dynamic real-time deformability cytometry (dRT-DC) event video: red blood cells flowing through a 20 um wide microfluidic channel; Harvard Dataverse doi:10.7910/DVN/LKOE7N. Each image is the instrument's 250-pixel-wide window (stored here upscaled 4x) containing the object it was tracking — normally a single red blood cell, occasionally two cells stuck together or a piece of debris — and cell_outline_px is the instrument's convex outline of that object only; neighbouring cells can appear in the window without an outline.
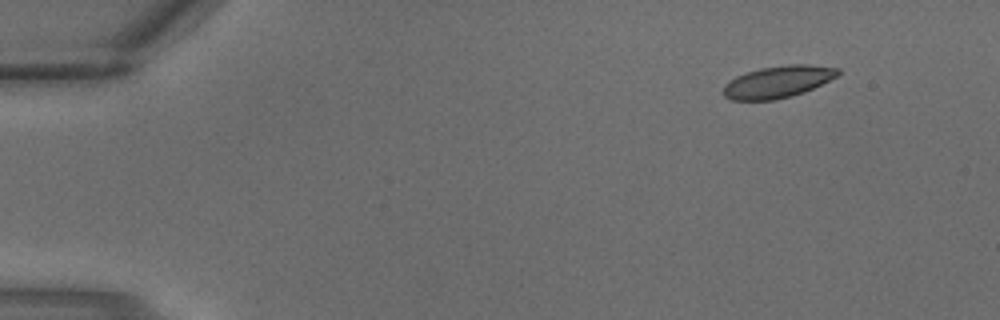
{"species": "common noctule bat (a hibernating species)", "species_latin": "Nyctalus noctula", "temperature_condition": "warm", "stored_images_in_passage": 3, "camera_frame_rate_fps": 3000, "um_per_image_px": 0.085, "animal": {"sex": "male", "body_mass_g": 18.8}, "frame": {"image": 1, "passage_image": 1, "time_ms": 0.0, "image_size_px": [1000, 320], "cell_outline_px": [[840, 72], [836, 76], [804, 92], [792, 96], [776, 100], [732, 100], [724, 96], [724, 84], [736, 76], [760, 68], [788, 64], [808, 64], [840, 68]], "centroid_in_image_um": [66.11, 6.95], "position_along_channel_um": 18.9, "area_um2": 21.21}}